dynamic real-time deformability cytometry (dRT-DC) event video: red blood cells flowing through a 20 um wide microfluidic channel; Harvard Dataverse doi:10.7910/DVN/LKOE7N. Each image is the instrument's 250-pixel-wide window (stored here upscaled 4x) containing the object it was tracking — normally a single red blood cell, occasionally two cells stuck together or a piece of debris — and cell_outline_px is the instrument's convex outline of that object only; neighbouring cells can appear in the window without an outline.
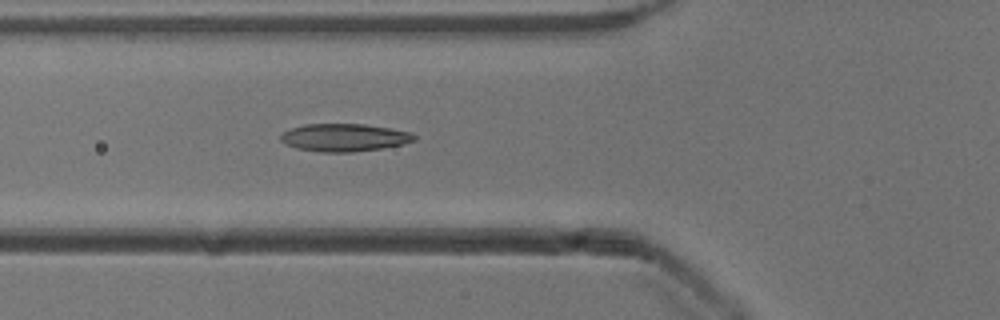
{"species": "common noctule bat (a hibernating species)", "species_latin": "Nyctalus noctula", "temperature_condition": "cold", "stored_images_in_passage": 24, "camera_frame_rate_fps": 3000, "um_per_image_px": 0.085, "animal": {"sex": "male", "body_mass_g": 13.3}, "frame": {"image": 1, "passage_image": 8, "time_ms": 2.333, "image_size_px": [1000, 320], "cell_outline_px": [[416, 140], [404, 144], [380, 148], [352, 152], [320, 152], [296, 148], [284, 144], [280, 140], [280, 136], [284, 132], [292, 128], [304, 124], [364, 124], [388, 128], [408, 132], [416, 136]], "centroid_in_image_um": [29.23, 11.69], "position_along_channel_um": 96.6, "area_um2": 21.44}}
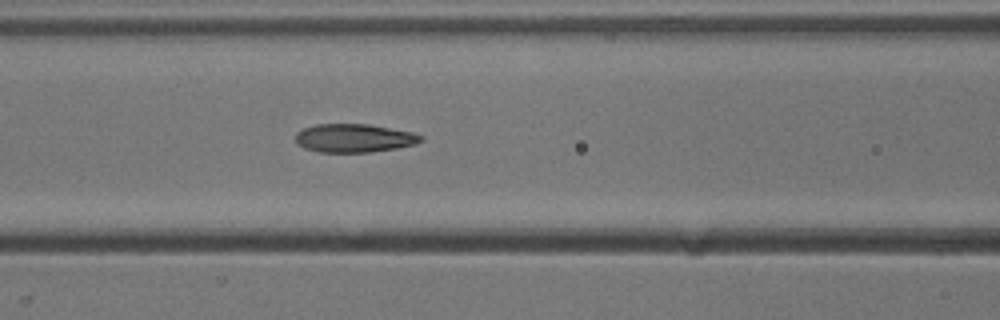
{"frame": {"image": 2, "passage_image": 11, "time_ms": 3.333, "image_size_px": [1000, 320], "cell_outline_px": [[424, 140], [416, 144], [396, 148], [368, 152], [320, 152], [304, 148], [296, 144], [296, 132], [304, 128], [316, 124], [368, 124], [412, 132], [424, 136]], "centroid_in_image_um": [30.1, 11.74], "position_along_channel_um": 136.5, "area_um2": 20.81}}
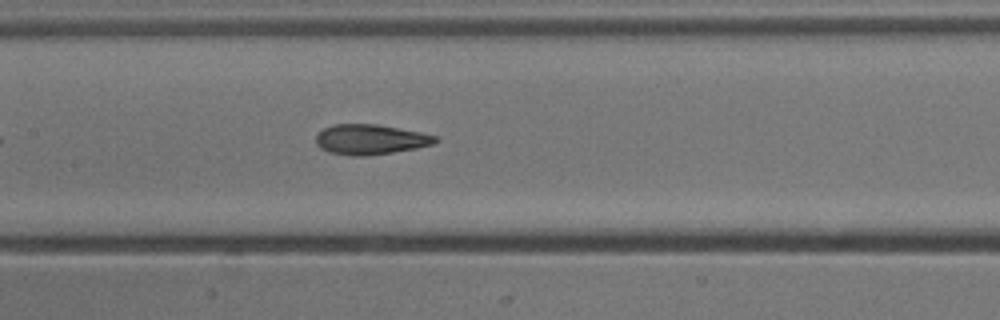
{"frame": {"image": 3, "passage_image": 14, "time_ms": 4.333, "image_size_px": [1000, 320], "cell_outline_px": [[440, 140], [432, 144], [416, 148], [392, 152], [364, 156], [352, 156], [328, 152], [320, 148], [316, 144], [316, 136], [324, 128], [332, 124], [376, 124], [420, 132], [436, 136]], "centroid_in_image_um": [31.46, 11.85], "position_along_channel_um": 175.9, "area_um2": 20.87}}